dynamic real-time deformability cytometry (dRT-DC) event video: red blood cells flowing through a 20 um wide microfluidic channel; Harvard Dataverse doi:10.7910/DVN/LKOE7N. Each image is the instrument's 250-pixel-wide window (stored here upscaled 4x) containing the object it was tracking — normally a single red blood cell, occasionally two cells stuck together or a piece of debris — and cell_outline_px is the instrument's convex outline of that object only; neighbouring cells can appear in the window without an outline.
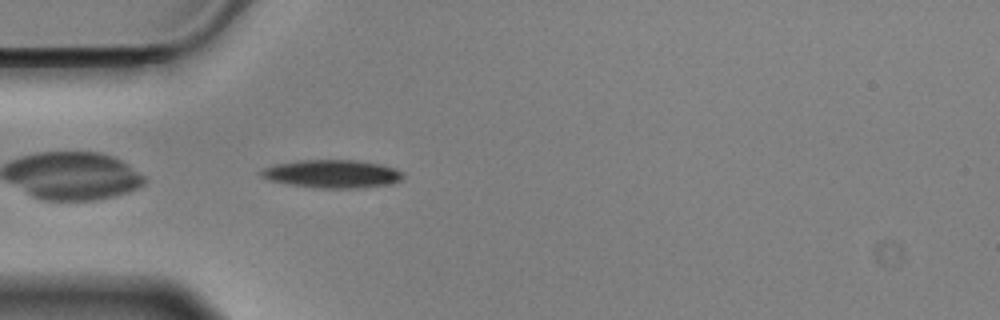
{"species": "Egyptian fruit bat (a non-hibernating species)", "species_latin": "Rousettus aegyptiacus", "temperature_condition": "cold", "stored_images_in_passage": 42, "camera_frame_rate_fps": 3000, "um_per_image_px": 0.085, "animal": {"sex": "male"}, "frame": {"image": 1, "passage_image": 2, "time_ms": 0.333, "image_size_px": [1000, 320], "cell_outline_px": [[404, 176], [400, 180], [392, 184], [356, 188], [320, 188], [288, 184], [268, 180], [260, 176], [256, 172], [272, 164], [300, 160], [356, 160], [380, 164], [396, 168], [404, 172]], "centroid_in_image_um": [28.21, 14.77], "position_along_channel_um": 56.8, "area_um2": 23.52}}
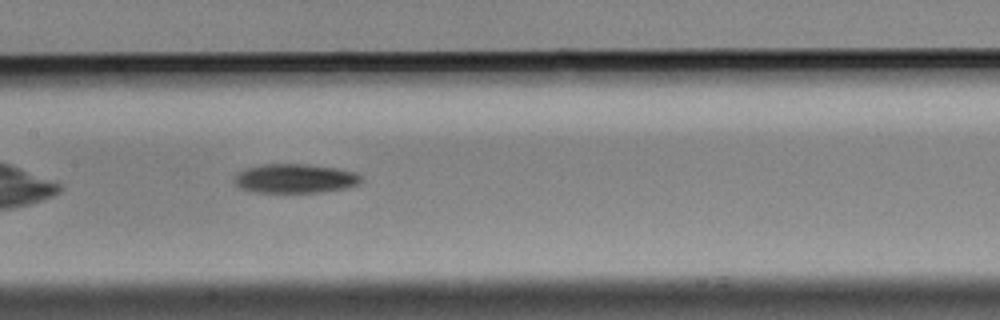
{"frame": {"image": 2, "passage_image": 13, "time_ms": 4.0, "image_size_px": [1000, 320], "cell_outline_px": [[364, 180], [356, 184], [344, 188], [320, 192], [252, 192], [240, 188], [232, 180], [240, 172], [248, 168], [260, 164], [308, 164], [336, 168], [356, 172]], "centroid_in_image_um": [25.07, 15.17], "position_along_channel_um": 182.3, "area_um2": 21.44}}
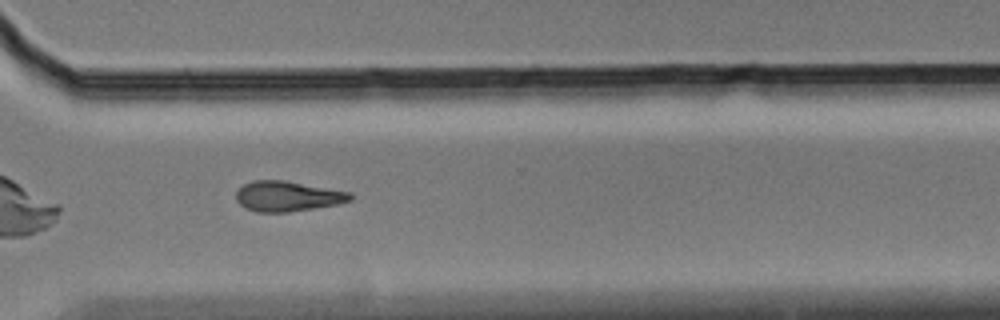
{"frame": {"image": 3, "passage_image": 27, "time_ms": 8.667, "image_size_px": [1000, 320], "cell_outline_px": [[352, 200], [340, 204], [288, 212], [256, 212], [244, 208], [236, 200], [236, 192], [244, 184], [252, 180], [284, 180], [352, 192]], "centroid_in_image_um": [24.45, 16.68], "position_along_channel_um": 346.1, "area_um2": 20.29}, "authors_computed_cell_mechanics": {"area_um2": 20.2011, "velocity_mm_per_s": 3.5195, "shape_relaxation_time_tau1_ms": 2.7126, "shape_relaxation_time_tau2_ms": null, "deformation_change_tau1": 0.1123, "deformation_change_tau2": null}}